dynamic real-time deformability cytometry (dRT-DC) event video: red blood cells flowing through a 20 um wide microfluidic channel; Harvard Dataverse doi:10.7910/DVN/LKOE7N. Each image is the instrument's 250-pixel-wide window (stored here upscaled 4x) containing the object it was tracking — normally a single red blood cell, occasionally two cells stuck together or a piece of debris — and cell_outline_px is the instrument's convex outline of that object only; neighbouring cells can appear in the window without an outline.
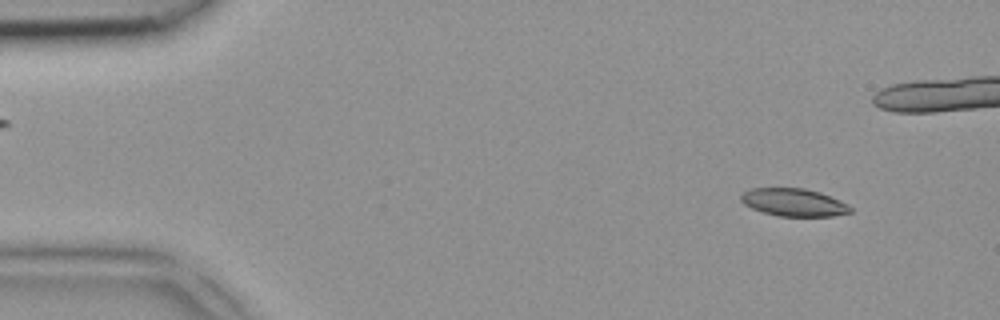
{"species": "common noctule bat (a hibernating species)", "species_latin": "Nyctalus noctula", "temperature_condition": "room temperature", "stored_images_in_passage": 5, "camera_frame_rate_fps": 3000, "um_per_image_px": 0.085, "animal": {"sex": "female", "body_mass_g": 18.4}, "frame": {"image": 1, "passage_image": 1, "time_ms": 0.0, "image_size_px": [1000, 320], "cell_outline_px": [[852, 212], [832, 216], [780, 216], [764, 212], [752, 208], [744, 204], [740, 200], [740, 196], [744, 192], [752, 188], [804, 188], [820, 192], [840, 200], [848, 204], [852, 208]], "centroid_in_image_um": [67.49, 17.2], "position_along_channel_um": 17.5, "area_um2": 17.63}}